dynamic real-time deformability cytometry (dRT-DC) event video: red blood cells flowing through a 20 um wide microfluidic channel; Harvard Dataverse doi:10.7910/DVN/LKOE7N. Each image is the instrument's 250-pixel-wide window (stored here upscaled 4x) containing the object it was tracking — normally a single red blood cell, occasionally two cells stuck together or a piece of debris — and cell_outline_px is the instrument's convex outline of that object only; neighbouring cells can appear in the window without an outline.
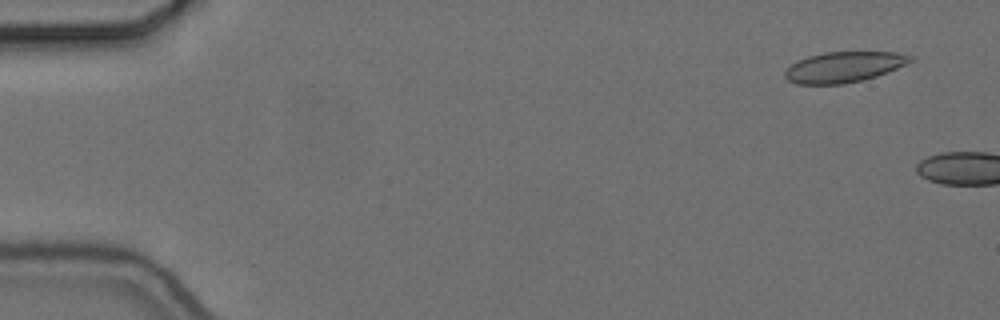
{"species": "common noctule bat (a hibernating species)", "species_latin": "Nyctalus noctula", "temperature_condition": "cold", "stored_images_in_passage": 3, "camera_frame_rate_fps": 3000, "um_per_image_px": 0.085, "animal": {"sex": "female", "body_mass_g": 24.6, "forearm_length_mm": 56.2}, "frame": {"image": 1, "passage_image": 1, "time_ms": 0.0, "image_size_px": [1000, 320], "cell_outline_px": [[916, 60], [888, 72], [864, 80], [844, 84], [796, 84], [788, 80], [784, 76], [784, 72], [792, 64], [808, 56], [824, 52], [896, 52], [912, 56]], "centroid_in_image_um": [71.76, 5.7], "position_along_channel_um": 13.2, "area_um2": 22.43}}